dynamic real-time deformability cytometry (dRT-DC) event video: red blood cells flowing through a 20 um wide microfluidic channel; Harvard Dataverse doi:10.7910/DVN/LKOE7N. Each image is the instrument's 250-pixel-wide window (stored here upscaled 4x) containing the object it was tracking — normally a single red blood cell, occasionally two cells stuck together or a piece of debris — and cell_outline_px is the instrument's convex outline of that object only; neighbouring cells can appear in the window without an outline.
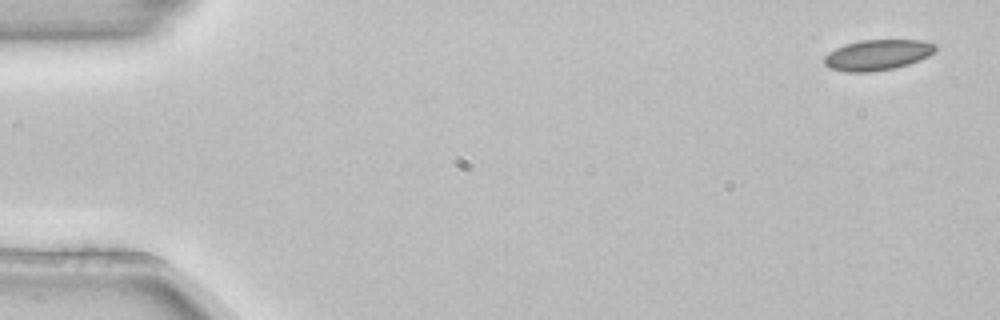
{"species": "common noctule bat (a hibernating species)", "species_latin": "Nyctalus noctula", "temperature_condition": "room temperature", "stored_images_in_passage": 5, "camera_frame_rate_fps": 3000, "um_per_image_px": 0.085, "animal": {"sex": "female", "body_mass_g": 22.7, "forearm_length_mm": 54.2}, "frame": {"image": 1, "passage_image": 1, "time_ms": 0.0, "image_size_px": [1000, 320], "cell_outline_px": [[936, 52], [920, 60], [908, 64], [892, 68], [872, 72], [848, 72], [828, 68], [824, 64], [824, 56], [828, 52], [836, 48], [860, 40], [924, 40], [936, 44]], "centroid_in_image_um": [74.6, 4.67], "position_along_channel_um": 10.4, "area_um2": 19.88}}
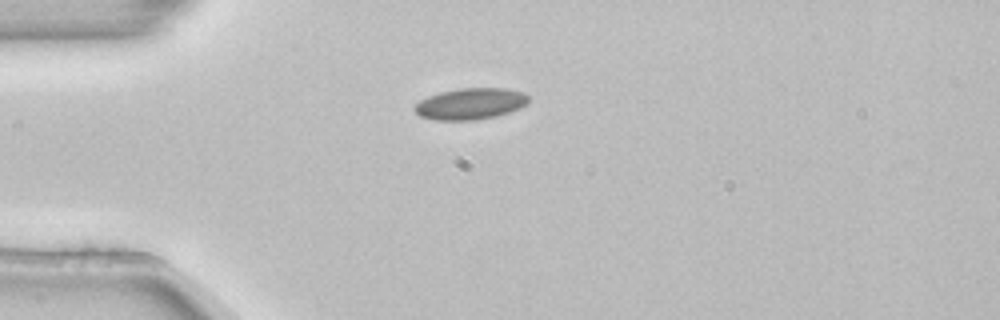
{"frame": {"image": 2, "passage_image": 4, "time_ms": 1.0, "image_size_px": [1000, 320], "cell_outline_px": [[528, 100], [520, 108], [496, 116], [476, 120], [436, 120], [420, 116], [412, 108], [420, 100], [428, 96], [440, 92], [460, 88], [504, 88], [524, 92], [528, 96]], "centroid_in_image_um": [39.96, 8.82], "position_along_channel_um": 45.0, "area_um2": 20.75}}
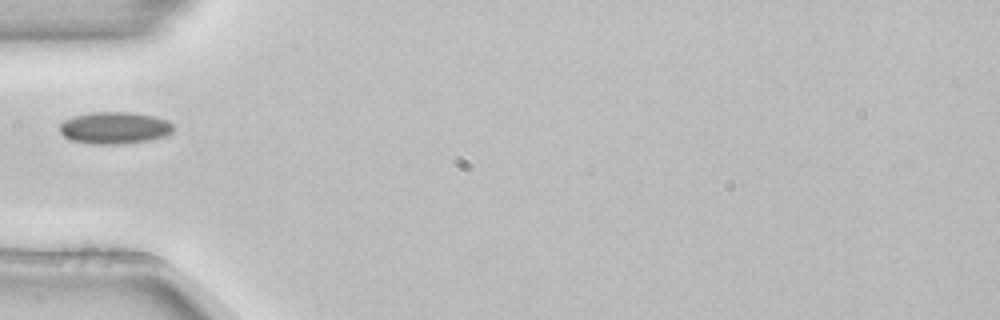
{"frame": {"image": 3, "passage_image": 5, "time_ms": 1.333, "image_size_px": [1000, 320], "cell_outline_px": [[172, 132], [164, 136], [148, 140], [116, 144], [92, 144], [72, 140], [64, 136], [60, 132], [60, 124], [64, 120], [76, 116], [92, 112], [132, 112], [156, 116], [168, 120], [172, 124]], "centroid_in_image_um": [9.75, 10.86], "position_along_channel_um": 75.3, "area_um2": 21.04}}